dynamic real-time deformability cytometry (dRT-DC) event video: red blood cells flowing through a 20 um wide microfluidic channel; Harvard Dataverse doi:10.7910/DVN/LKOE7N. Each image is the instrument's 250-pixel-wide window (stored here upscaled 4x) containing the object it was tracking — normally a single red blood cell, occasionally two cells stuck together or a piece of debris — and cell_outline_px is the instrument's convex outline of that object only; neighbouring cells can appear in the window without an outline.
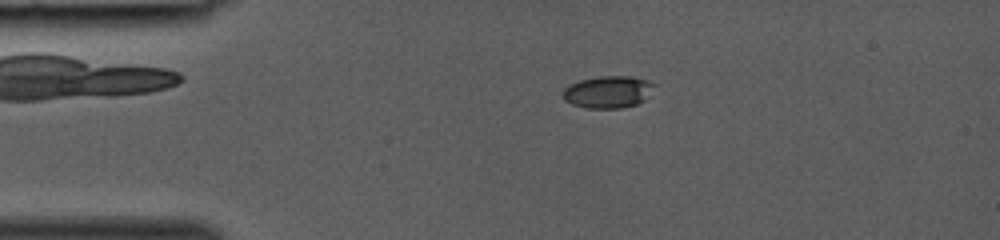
{"species": "common noctule bat (a hibernating species)", "species_latin": "Nyctalus noctula", "temperature_condition": "room temperature", "stored_images_in_passage": 28, "camera_frame_rate_fps": 3000, "um_per_image_px": 0.085, "animal": {"sex": "female", "body_mass_g": 19.0, "forearm_length_mm": 53.3}, "frame": {"image": 1, "passage_image": 1, "time_ms": 0.0, "image_size_px": [1000, 240], "cell_outline_px": [[656, 84], [644, 100], [636, 104], [620, 108], [588, 108], [572, 104], [564, 100], [564, 88], [568, 84], [580, 80], [600, 76], [628, 76], [648, 80]], "centroid_in_image_um": [51.67, 7.8], "position_along_channel_um": 33.3, "area_um2": 16.99}}
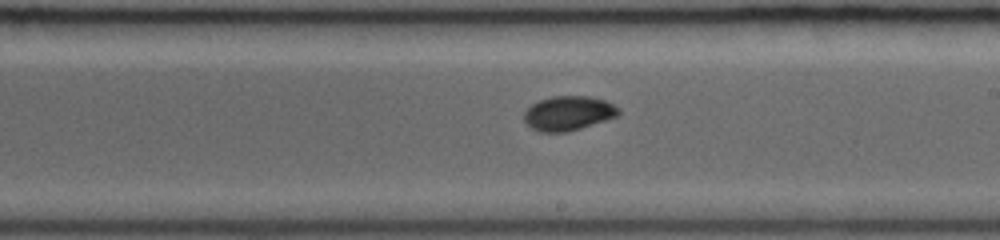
{"frame": {"image": 2, "passage_image": 16, "time_ms": 5.0, "image_size_px": [1000, 240], "cell_outline_px": [[620, 112], [616, 116], [568, 132], [540, 132], [532, 128], [524, 120], [524, 112], [532, 104], [540, 100], [552, 96], [588, 96], [604, 100], [620, 108]], "centroid_in_image_um": [48.29, 9.62], "position_along_channel_um": 240.7, "area_um2": 18.73}}
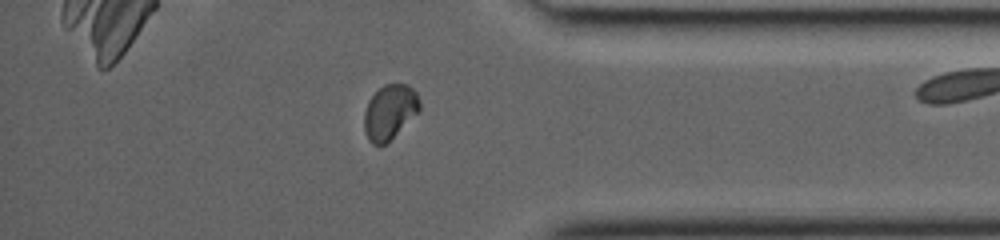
{"frame": {"image": 3, "passage_image": 26, "time_ms": 8.333, "image_size_px": [1000, 240], "cell_outline_px": [[420, 112], [384, 144], [372, 144], [368, 140], [364, 128], [364, 112], [368, 100], [384, 84], [408, 84], [416, 92], [420, 100]], "centroid_in_image_um": [33.14, 9.5], "position_along_channel_um": 402.1, "area_um2": 17.63}}